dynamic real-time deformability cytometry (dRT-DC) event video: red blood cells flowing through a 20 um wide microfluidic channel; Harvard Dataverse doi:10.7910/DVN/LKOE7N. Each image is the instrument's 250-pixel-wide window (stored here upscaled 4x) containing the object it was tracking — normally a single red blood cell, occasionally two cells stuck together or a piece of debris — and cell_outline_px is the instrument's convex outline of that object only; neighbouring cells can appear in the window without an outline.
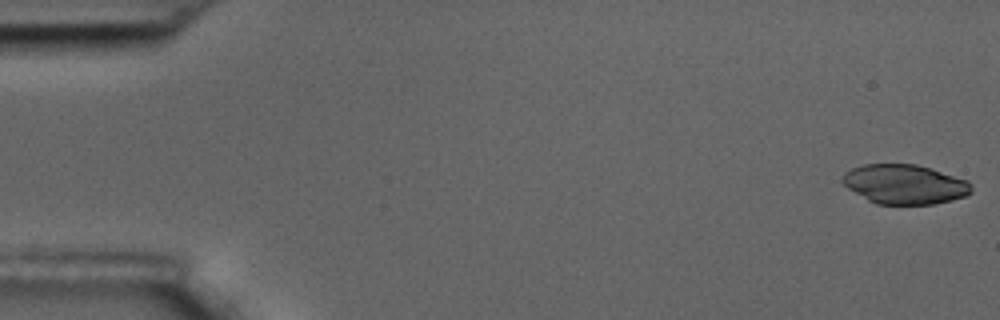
{"species": "common noctule bat (a hibernating species)", "species_latin": "Nyctalus noctula", "temperature_condition": "room temperature", "stored_images_in_passage": 5, "camera_frame_rate_fps": 3000, "um_per_image_px": 0.085, "animal": {"sex": "male", "body_mass_g": 17.5, "forearm_length_mm": 52.3}, "frame": {"image": 1, "passage_image": 1, "time_ms": 0.0, "image_size_px": [1000, 320], "cell_outline_px": [[972, 192], [964, 196], [952, 200], [932, 204], [876, 204], [868, 200], [848, 188], [840, 180], [844, 172], [852, 168], [864, 164], [916, 164], [932, 168], [968, 180], [972, 184]], "centroid_in_image_um": [76.9, 15.65], "position_along_channel_um": 8.1, "area_um2": 29.82}}